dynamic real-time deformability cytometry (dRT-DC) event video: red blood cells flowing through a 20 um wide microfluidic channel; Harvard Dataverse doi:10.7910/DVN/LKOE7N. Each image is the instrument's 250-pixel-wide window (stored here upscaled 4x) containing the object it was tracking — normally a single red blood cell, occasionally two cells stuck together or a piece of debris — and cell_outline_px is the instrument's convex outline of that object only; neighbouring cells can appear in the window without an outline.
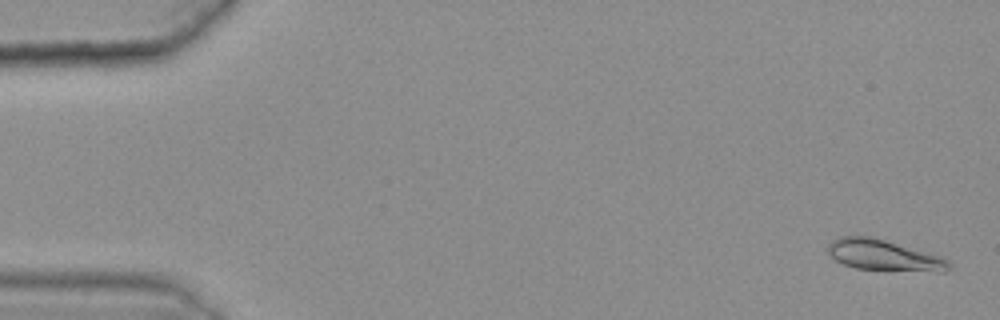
{"species": "common noctule bat (a hibernating species)", "species_latin": "Nyctalus noctula", "temperature_condition": "warm", "stored_images_in_passage": 47, "camera_frame_rate_fps": 3000, "um_per_image_px": 0.085, "animal": {"sex": "female", "body_mass_g": 25.1}, "frame": {"image": 1, "passage_image": 2, "time_ms": 0.333, "image_size_px": [1000, 320], "cell_outline_px": [[952, 268], [944, 272], [936, 272], [856, 268], [844, 264], [836, 260], [828, 252], [828, 244], [832, 240], [840, 236], [872, 236], [944, 256], [952, 264]], "centroid_in_image_um": [75.21, 21.69], "position_along_channel_um": 9.8, "area_um2": 22.08}}
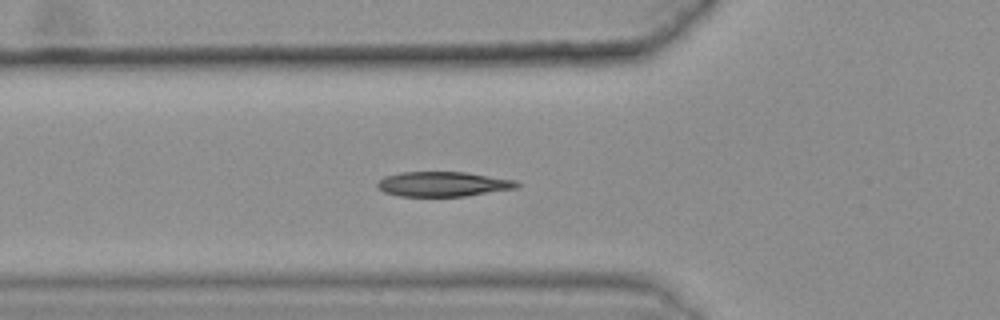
{"frame": {"image": 2, "passage_image": 20, "time_ms": 6.333, "image_size_px": [1000, 320], "cell_outline_px": [[520, 184], [516, 188], [464, 196], [400, 196], [384, 192], [376, 184], [384, 176], [400, 172], [468, 172], [516, 180]], "centroid_in_image_um": [37.67, 15.64], "position_along_channel_um": 88.1, "area_um2": 20.11}}
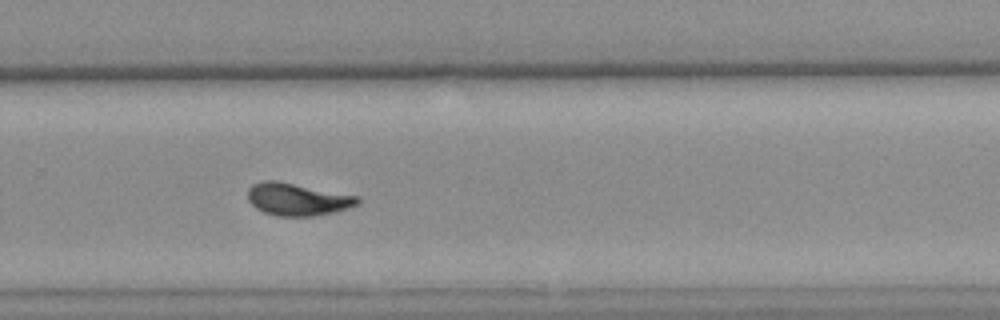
{"frame": {"image": 3, "passage_image": 38, "time_ms": 12.333, "image_size_px": [1000, 320], "cell_outline_px": [[360, 200], [356, 204], [348, 208], [332, 212], [312, 216], [276, 216], [264, 212], [256, 208], [248, 200], [248, 188], [252, 184], [264, 180], [276, 180], [360, 196]], "centroid_in_image_um": [25.26, 16.93], "position_along_channel_um": 304.5, "area_um2": 20.75}, "authors_computed_cell_mechanics": {"area_um2": 20.4034, "velocity_mm_per_s": 3.6098, "shape_relaxation_time_tau1_ms": 6.8544, "shape_relaxation_time_tau2_ms": 1.5887, "deformation_change_tau1": 0.2255, "deformation_change_tau2": 0.0739}}